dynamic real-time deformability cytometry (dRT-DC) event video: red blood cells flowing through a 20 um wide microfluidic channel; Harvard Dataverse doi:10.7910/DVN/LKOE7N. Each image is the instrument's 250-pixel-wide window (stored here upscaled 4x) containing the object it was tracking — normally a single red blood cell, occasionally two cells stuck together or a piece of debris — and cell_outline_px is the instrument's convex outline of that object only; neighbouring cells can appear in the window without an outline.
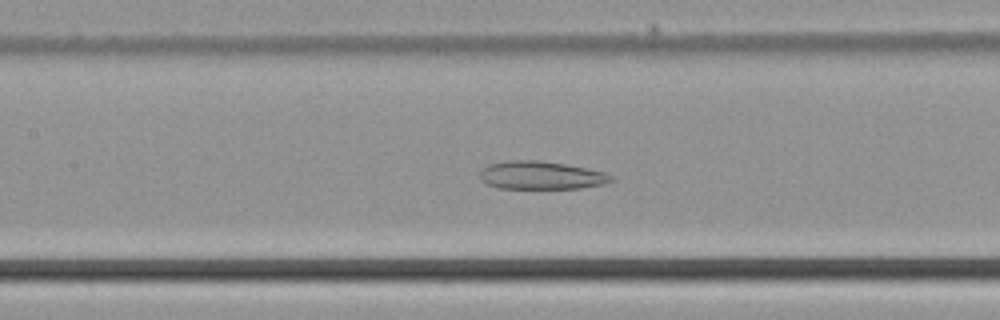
{"species": "common noctule bat (a hibernating species)", "species_latin": "Nyctalus noctula", "temperature_condition": "cold", "stored_images_in_passage": 48, "camera_frame_rate_fps": 3000, "um_per_image_px": 0.085, "animal": {"sex": "male", "body_mass_g": 21.5, "forearm_length_mm": 52.0}, "frame": {"image": 1, "passage_image": 24, "time_ms": 7.667, "image_size_px": [1000, 320], "cell_outline_px": [[616, 180], [604, 184], [580, 188], [500, 188], [488, 184], [480, 180], [480, 172], [488, 164], [512, 160], [536, 160], [564, 164], [604, 172], [612, 176]], "centroid_in_image_um": [46.0, 14.9], "position_along_channel_um": 161.4, "area_um2": 21.27}}
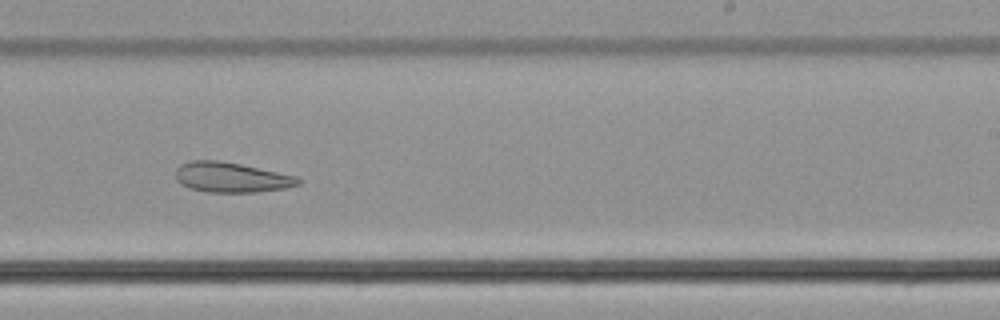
{"frame": {"image": 2, "passage_image": 32, "time_ms": 10.333, "image_size_px": [1000, 320], "cell_outline_px": [[304, 180], [300, 184], [284, 188], [256, 192], [208, 192], [188, 188], [180, 184], [176, 180], [176, 168], [180, 164], [188, 160], [220, 160], [240, 164], [296, 176]], "centroid_in_image_um": [19.62, 15.07], "position_along_channel_um": 269.4, "area_um2": 21.62}}
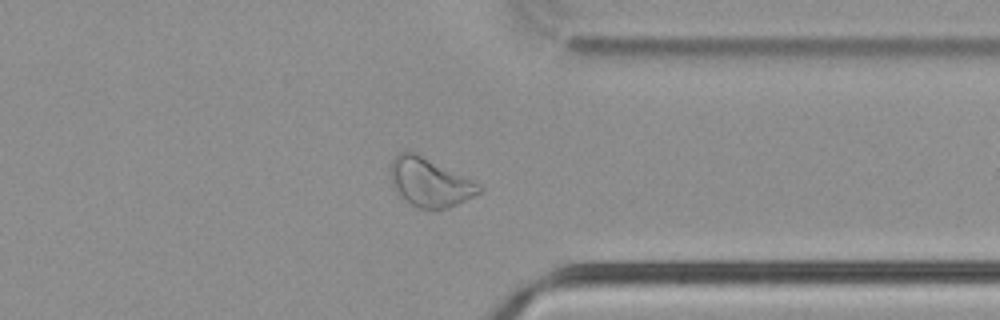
{"frame": {"image": 3, "passage_image": 40, "time_ms": 13.0, "image_size_px": [1000, 320], "cell_outline_px": [[484, 188], [480, 192], [448, 208], [432, 212], [428, 212], [412, 204], [400, 196], [396, 192], [392, 184], [388, 172], [388, 168], [392, 160], [400, 152], [416, 152], [480, 184]], "centroid_in_image_um": [36.49, 15.52], "position_along_channel_um": 374.9, "area_um2": 25.32}}